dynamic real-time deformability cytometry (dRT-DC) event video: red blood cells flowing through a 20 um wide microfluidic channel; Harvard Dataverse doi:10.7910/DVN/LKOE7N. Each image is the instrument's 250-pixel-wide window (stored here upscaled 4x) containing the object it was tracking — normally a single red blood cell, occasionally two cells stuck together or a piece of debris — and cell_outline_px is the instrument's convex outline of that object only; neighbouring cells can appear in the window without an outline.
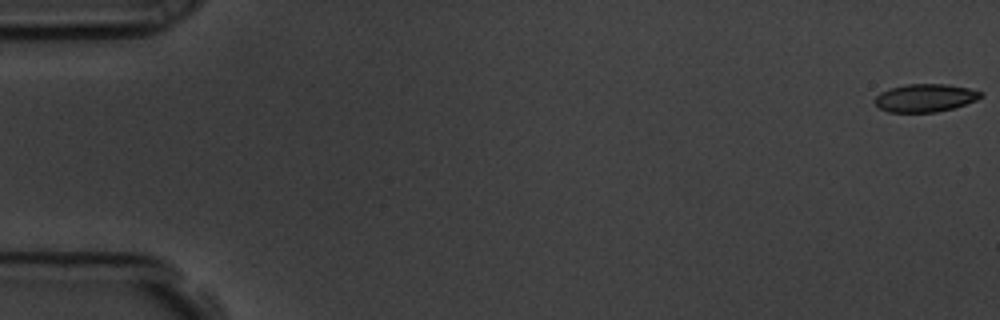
{"species": "common noctule bat (a hibernating species)", "species_latin": "Nyctalus noctula", "temperature_condition": "room temperature", "stored_images_in_passage": 58, "camera_frame_rate_fps": 3000, "um_per_image_px": 0.085, "animal": {"sex": "male", "body_mass_g": 19.5, "forearm_length_mm": 54.6}, "frame": {"image": 1, "passage_image": 1, "time_ms": 0.0, "image_size_px": [1000, 320], "cell_outline_px": [[984, 96], [976, 100], [952, 108], [936, 112], [888, 112], [880, 108], [872, 100], [880, 92], [892, 88], [908, 84], [948, 84], [968, 88], [984, 92]], "centroid_in_image_um": [78.65, 8.32], "position_along_channel_um": 6.4, "area_um2": 17.22}}
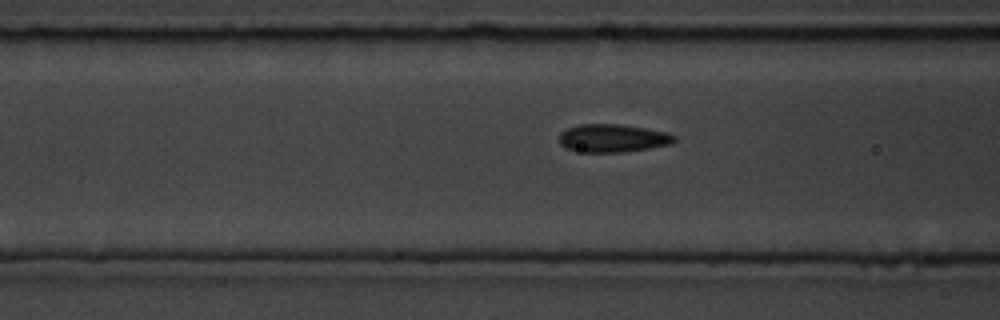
{"frame": {"image": 2, "passage_image": 23, "time_ms": 7.333, "image_size_px": [1000, 320], "cell_outline_px": [[676, 140], [672, 144], [624, 152], [584, 152], [568, 148], [560, 144], [560, 132], [568, 128], [580, 124], [620, 124], [668, 132], [676, 136]], "centroid_in_image_um": [52.12, 11.74], "position_along_channel_um": 114.5, "area_um2": 18.73}}
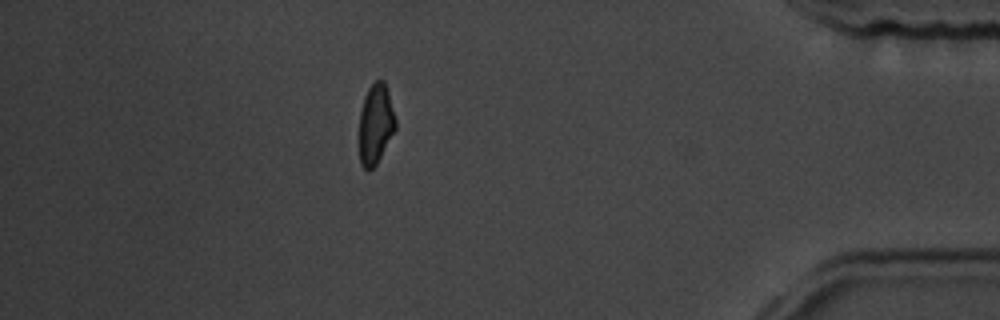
{"frame": {"image": 3, "passage_image": 51, "time_ms": 16.667, "image_size_px": [1000, 320], "cell_outline_px": [[396, 128], [376, 164], [368, 172], [360, 164], [360, 112], [364, 96], [368, 88], [376, 80], [384, 80], [388, 92], [396, 120]], "centroid_in_image_um": [31.92, 10.54], "position_along_channel_um": 403.3, "area_um2": 16.76}, "authors_computed_cell_mechanics": {"area_um2": 18.1203, "velocity_mm_per_s": 3.5648, "shape_relaxation_time_tau1_ms": 5.8501, "shape_relaxation_time_tau2_ms": 1.7035, "deformation_change_tau1": 0.1156, "deformation_change_tau2": 0.0499}}